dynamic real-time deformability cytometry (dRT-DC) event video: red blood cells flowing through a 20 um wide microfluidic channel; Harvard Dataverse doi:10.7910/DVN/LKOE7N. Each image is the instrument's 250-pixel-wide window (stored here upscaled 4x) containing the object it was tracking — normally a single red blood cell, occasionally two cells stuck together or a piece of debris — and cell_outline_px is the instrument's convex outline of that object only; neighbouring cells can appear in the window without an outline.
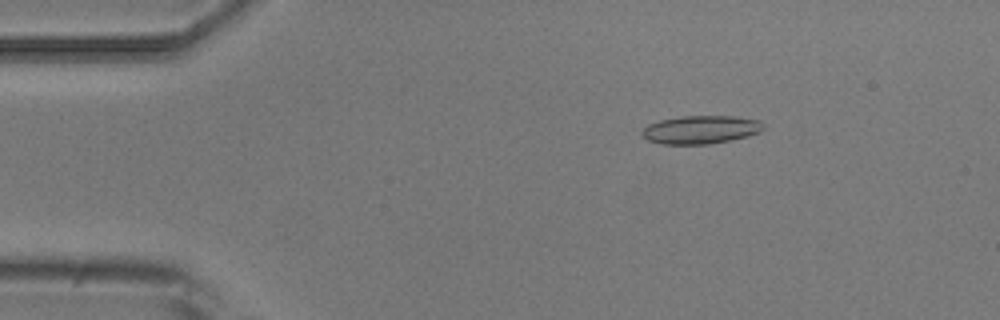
{"species": "common noctule bat (a hibernating species)", "species_latin": "Nyctalus noctula", "temperature_condition": "room temperature", "stored_images_in_passage": 5, "camera_frame_rate_fps": 3000, "um_per_image_px": 0.085, "animal": {"sex": "male", "body_mass_g": 20.5, "forearm_length_mm": 52.5}, "frame": {"image": 1, "passage_image": 3, "time_ms": 2.333, "image_size_px": [1000, 320], "cell_outline_px": [[764, 128], [760, 132], [748, 136], [732, 140], [708, 144], [660, 144], [648, 140], [640, 132], [648, 124], [660, 120], [680, 116], [736, 116], [760, 120], [764, 124]], "centroid_in_image_um": [59.58, 11.02], "position_along_channel_um": 25.4, "area_um2": 20.11}}